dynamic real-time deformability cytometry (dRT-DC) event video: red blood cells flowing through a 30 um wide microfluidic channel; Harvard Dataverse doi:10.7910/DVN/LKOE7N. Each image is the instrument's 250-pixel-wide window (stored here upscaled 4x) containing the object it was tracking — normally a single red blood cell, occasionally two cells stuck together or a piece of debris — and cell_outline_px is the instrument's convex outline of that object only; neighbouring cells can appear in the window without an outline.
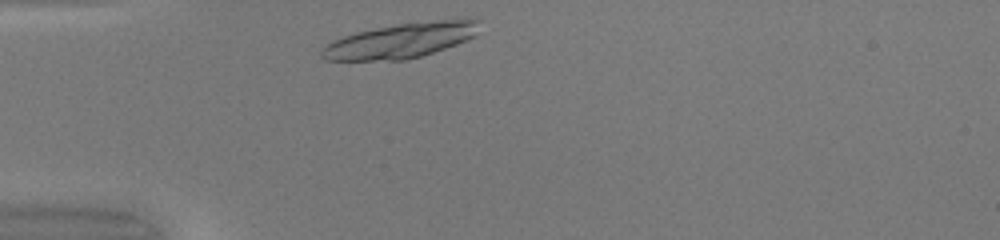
{"species": "common noctule bat (a hibernating species)", "species_latin": "Nyctalus noctula", "temperature_condition": "warm", "stored_images_in_passage": 29, "camera_frame_rate_fps": 3000, "um_per_image_px": 0.085, "animal": {"sex": "female", "body_mass_g": 20.0, "forearm_length_mm": 54.0}, "frame": {"image": 1, "passage_image": 1, "time_ms": 0.0, "image_size_px": [1000, 240], "cell_outline_px": [[480, 20], [476, 36], [456, 44], [420, 56], [404, 60], [324, 60], [320, 56], [320, 52], [332, 40], [356, 32], [376, 28], [400, 24], [468, 16]], "centroid_in_image_um": [34.14, 3.42], "position_along_channel_um": 50.9, "area_um2": 32.19}}